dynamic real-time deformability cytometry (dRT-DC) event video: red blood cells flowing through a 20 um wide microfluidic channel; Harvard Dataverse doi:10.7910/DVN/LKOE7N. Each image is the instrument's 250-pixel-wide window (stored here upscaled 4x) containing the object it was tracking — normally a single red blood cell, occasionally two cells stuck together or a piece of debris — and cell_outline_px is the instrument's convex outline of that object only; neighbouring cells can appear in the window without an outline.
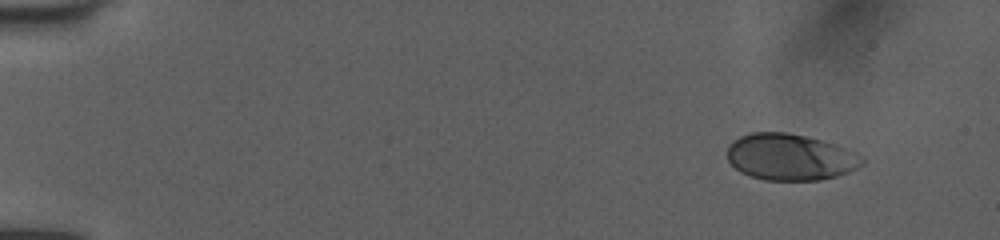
{"species": "human", "species_latin": "Homo sapiens", "temperature_condition": "room temperature", "stored_images_in_passage": 35, "camera_frame_rate_fps": 3000, "um_per_image_px": 0.085, "donor": {"sex": "female"}, "frame": {"image": 1, "passage_image": 1, "time_ms": 0.0, "image_size_px": [1000, 240], "cell_outline_px": [[864, 164], [848, 172], [836, 176], [820, 180], [764, 180], [740, 172], [728, 160], [728, 148], [732, 140], [740, 136], [752, 132], [788, 132], [820, 140], [844, 148], [864, 156]], "centroid_in_image_um": [67.16, 13.35], "position_along_channel_um": 17.8, "area_um2": 36.36}}
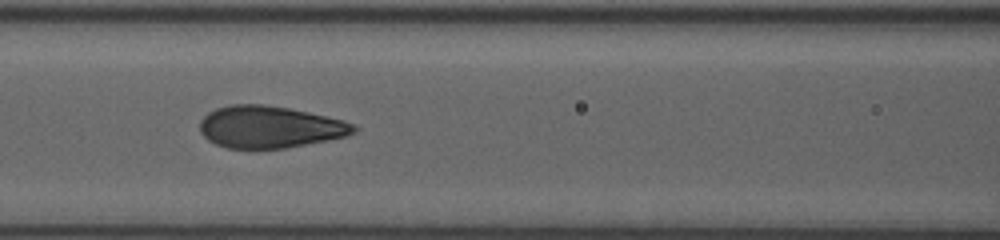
{"frame": {"image": 2, "passage_image": 20, "time_ms": 6.333, "image_size_px": [1000, 240], "cell_outline_px": [[360, 128], [356, 132], [348, 136], [284, 148], [228, 148], [216, 144], [208, 140], [200, 132], [200, 120], [208, 112], [216, 108], [228, 104], [264, 104], [288, 108], [308, 112], [344, 120], [356, 124]], "centroid_in_image_um": [22.95, 10.78], "position_along_channel_um": 143.7, "area_um2": 37.8}}
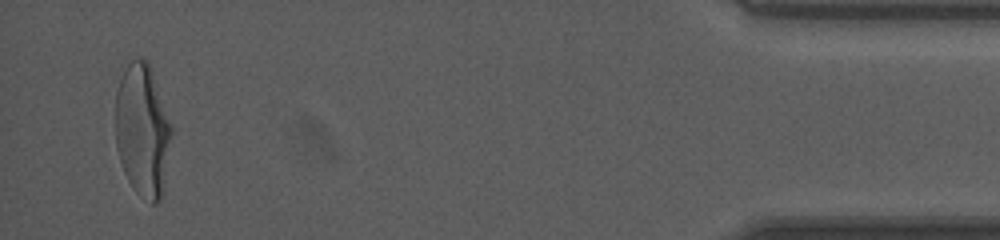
{"frame": {"image": 3, "passage_image": 35, "time_ms": 11.333, "image_size_px": [1000, 240], "cell_outline_px": [[172, 132], [160, 200], [156, 204], [152, 204], [136, 192], [128, 180], [124, 172], [116, 148], [116, 92], [120, 80], [128, 64], [132, 60], [148, 60], [172, 128]], "centroid_in_image_um": [12.1, 11.09], "position_along_channel_um": 423.1, "area_um2": 42.43}, "authors_computed_cell_mechanics": {"area_um2": 37.8012, "velocity_mm_per_s": 4.063, "shape_relaxation_time_tau1_ms": 5.5815, "shape_relaxation_time_tau2_ms": null, "deformation_change_tau1": 0.2271, "deformation_change_tau2": null}}